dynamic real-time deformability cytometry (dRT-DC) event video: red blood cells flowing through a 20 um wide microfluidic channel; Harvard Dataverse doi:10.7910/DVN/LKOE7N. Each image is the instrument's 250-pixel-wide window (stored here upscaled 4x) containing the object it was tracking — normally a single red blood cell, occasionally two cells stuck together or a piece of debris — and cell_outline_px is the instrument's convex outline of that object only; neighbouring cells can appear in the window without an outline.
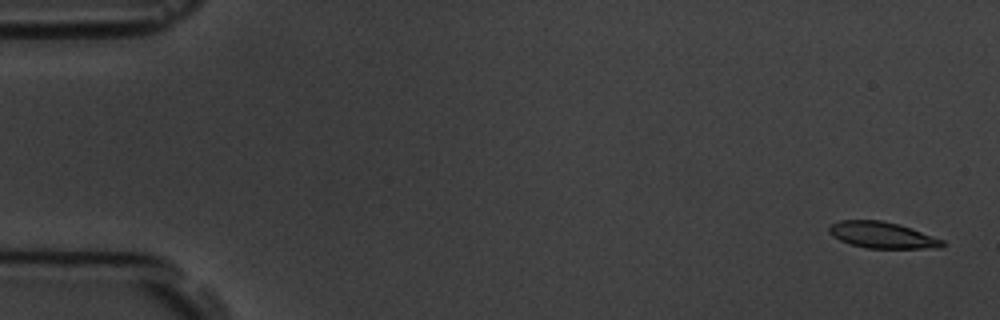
{"species": "common noctule bat (a hibernating species)", "species_latin": "Nyctalus noctula", "temperature_condition": "room temperature", "stored_images_in_passage": 13, "camera_frame_rate_fps": 3000, "um_per_image_px": 0.085, "animal": {"sex": "male", "body_mass_g": 19.5, "forearm_length_mm": 54.6}, "frame": {"image": 1, "passage_image": 1, "time_ms": 0.0, "image_size_px": [1000, 320], "cell_outline_px": [[944, 248], [868, 248], [852, 244], [840, 240], [832, 236], [828, 232], [828, 228], [832, 224], [840, 220], [880, 220], [900, 224], [912, 228], [944, 240]], "centroid_in_image_um": [75.01, 19.97], "position_along_channel_um": 10.0, "area_um2": 17.4}}
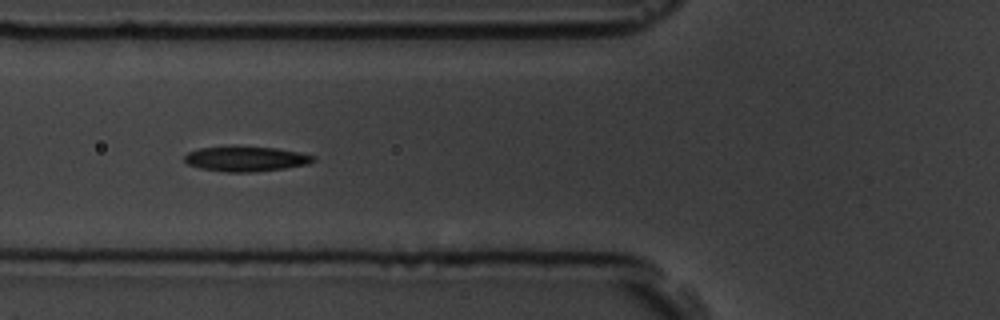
{"frame": {"image": 2, "passage_image": 6, "time_ms": 6.333, "image_size_px": [1000, 320], "cell_outline_px": [[316, 160], [308, 164], [284, 168], [256, 172], [224, 172], [200, 168], [188, 164], [184, 160], [184, 156], [188, 152], [200, 148], [276, 148], [300, 152], [316, 156]], "centroid_in_image_um": [20.94, 13.53], "position_along_channel_um": 104.9, "area_um2": 18.32}}
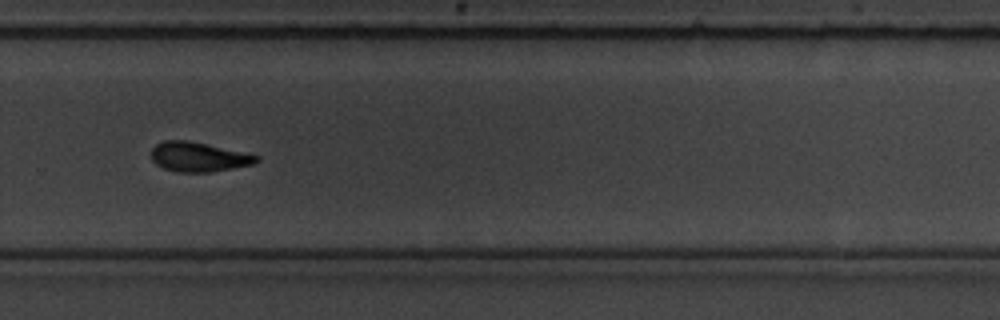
{"frame": {"image": 3, "passage_image": 11, "time_ms": 12.0, "image_size_px": [1000, 320], "cell_outline_px": [[260, 160], [252, 164], [212, 172], [176, 172], [164, 168], [156, 164], [152, 160], [152, 148], [156, 144], [164, 140], [188, 140], [260, 156]], "centroid_in_image_um": [16.85, 13.34], "position_along_channel_um": 312.9, "area_um2": 17.98}, "authors_computed_cell_mechanics": {"area_um2": 18.3226, "velocity_mm_per_s": 3.6763, "shape_relaxation_time_tau1_ms": 4.8681, "shape_relaxation_time_tau2_ms": 9.8461, "deformation_change_tau1": 0.1576, "deformation_change_tau2": 0.1496}}